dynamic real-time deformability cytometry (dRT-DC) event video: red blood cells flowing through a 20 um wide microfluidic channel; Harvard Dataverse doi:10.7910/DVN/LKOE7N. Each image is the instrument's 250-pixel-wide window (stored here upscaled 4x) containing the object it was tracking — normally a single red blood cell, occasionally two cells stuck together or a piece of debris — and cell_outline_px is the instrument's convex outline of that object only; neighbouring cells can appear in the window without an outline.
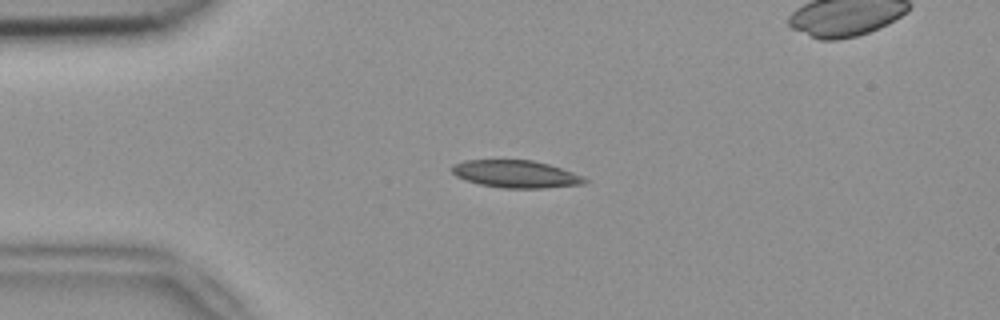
{"species": "common noctule bat (a hibernating species)", "species_latin": "Nyctalus noctula", "temperature_condition": "room temperature", "stored_images_in_passage": 42, "segment_of_instrument_passage": [1, 2], "camera_frame_rate_fps": 3000, "um_per_image_px": 0.085, "animal": {"sex": "female", "body_mass_g": 18.4}, "frame": {"image": 1, "passage_image": 1, "time_ms": 0.0, "image_size_px": [1000, 320], "cell_outline_px": [[588, 180], [584, 184], [544, 188], [504, 188], [480, 184], [456, 176], [452, 172], [452, 164], [464, 160], [532, 160], [548, 164], [572, 172]], "centroid_in_image_um": [43.82, 14.79], "position_along_channel_um": 41.2, "area_um2": 20.98}}
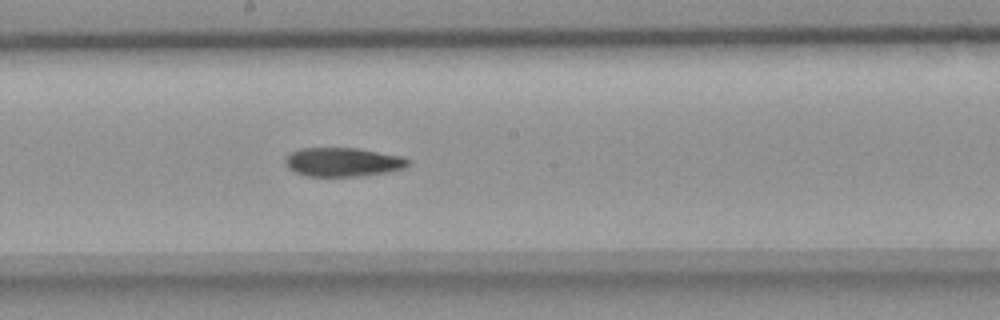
{"frame": {"image": 2, "passage_image": 17, "time_ms": 5.333, "image_size_px": [1000, 320], "cell_outline_px": [[408, 164], [404, 168], [384, 172], [360, 176], [308, 176], [296, 172], [288, 168], [284, 164], [284, 156], [288, 152], [300, 148], [356, 148], [400, 156], [408, 160]], "centroid_in_image_um": [29.04, 13.76], "position_along_channel_um": 219.2, "area_um2": 20.58}}
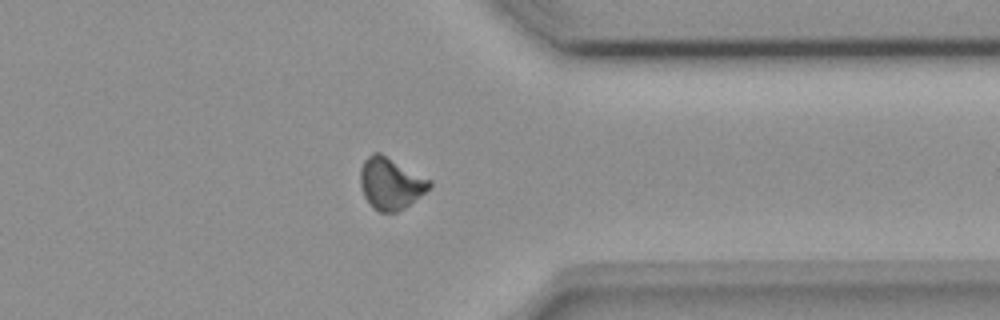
{"frame": {"image": 3, "passage_image": 30, "time_ms": 9.667, "image_size_px": [1000, 320], "cell_outline_px": [[432, 184], [420, 196], [404, 208], [396, 212], [380, 212], [372, 208], [364, 196], [360, 184], [360, 168], [364, 160], [372, 152], [380, 152], [432, 180]], "centroid_in_image_um": [33.18, 15.58], "position_along_channel_um": 378.2, "area_um2": 20.87}}